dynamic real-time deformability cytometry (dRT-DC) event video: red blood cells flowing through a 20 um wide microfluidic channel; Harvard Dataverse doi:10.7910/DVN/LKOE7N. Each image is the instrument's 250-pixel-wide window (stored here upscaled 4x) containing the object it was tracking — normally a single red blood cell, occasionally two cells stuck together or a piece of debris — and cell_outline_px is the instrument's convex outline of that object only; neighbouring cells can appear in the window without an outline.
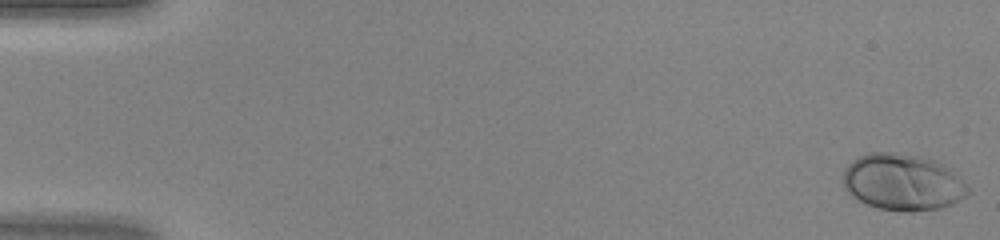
{"species": "human", "species_latin": "Homo sapiens", "temperature_condition": "warm", "stored_images_in_passage": 47, "camera_frame_rate_fps": 3000, "um_per_image_px": 0.085, "donor": {"sex": "female"}, "frame": {"image": 1, "passage_image": 1, "time_ms": 0.0, "image_size_px": [1000, 240], "cell_outline_px": [[968, 196], [952, 204], [936, 208], [912, 212], [904, 212], [876, 208], [856, 200], [844, 188], [844, 172], [848, 164], [852, 160], [868, 152], [896, 152], [920, 156], [936, 160], [944, 164], [968, 188]], "centroid_in_image_um": [76.69, 15.49], "position_along_channel_um": 8.3, "area_um2": 41.21}}
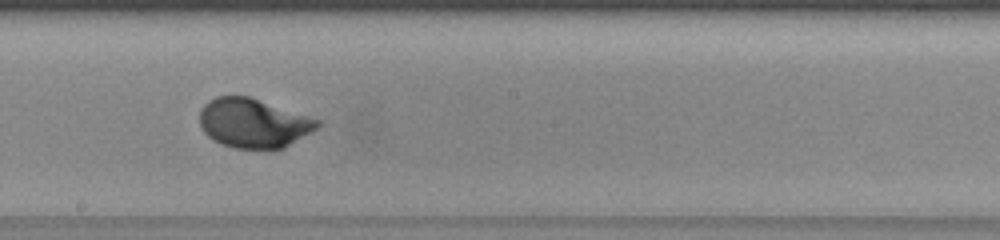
{"frame": {"image": 2, "passage_image": 27, "time_ms": 8.667, "image_size_px": [1000, 240], "cell_outline_px": [[320, 124], [316, 128], [284, 148], [236, 148], [220, 144], [208, 136], [204, 132], [200, 124], [200, 108], [208, 100], [216, 96], [248, 96], [320, 120]], "centroid_in_image_um": [21.49, 10.46], "position_along_channel_um": 226.7, "area_um2": 33.41}}
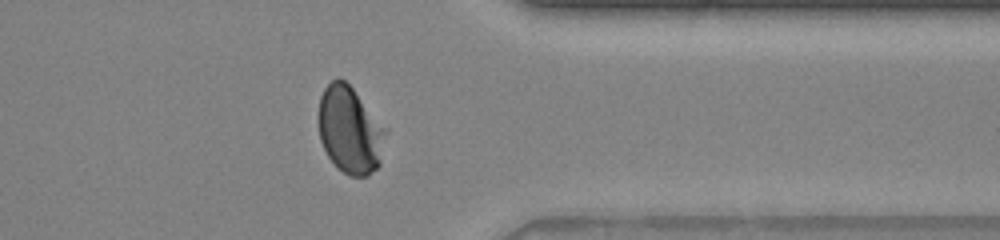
{"frame": {"image": 3, "passage_image": 38, "time_ms": 12.333, "image_size_px": [1000, 240], "cell_outline_px": [[388, 132], [380, 164], [368, 176], [348, 176], [328, 156], [320, 140], [316, 116], [320, 96], [324, 88], [332, 80], [340, 76], [352, 88], [388, 128]], "centroid_in_image_um": [29.75, 11.03], "position_along_channel_um": 381.6, "area_um2": 34.68}}